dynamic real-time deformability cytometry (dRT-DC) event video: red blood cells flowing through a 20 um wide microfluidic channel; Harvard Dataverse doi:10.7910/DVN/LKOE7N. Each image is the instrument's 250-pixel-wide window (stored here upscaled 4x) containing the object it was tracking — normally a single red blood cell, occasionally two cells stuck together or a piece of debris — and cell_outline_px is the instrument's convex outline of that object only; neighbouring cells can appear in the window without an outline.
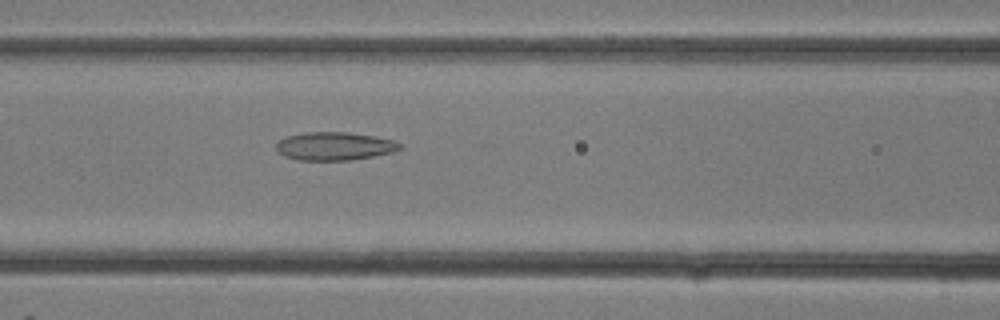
{"species": "common noctule bat (a hibernating species)", "species_latin": "Nyctalus noctula", "temperature_condition": "room temperature", "stored_images_in_passage": 12, "camera_frame_rate_fps": 3000, "um_per_image_px": 0.085, "animal": {"sex": "female"}, "frame": {"image": 1, "passage_image": 12, "time_ms": 3.667, "image_size_px": [1000, 320], "cell_outline_px": [[404, 148], [392, 152], [352, 160], [300, 160], [284, 156], [276, 152], [276, 144], [280, 140], [288, 136], [304, 132], [348, 132], [396, 140]], "centroid_in_image_um": [28.43, 12.42], "position_along_channel_um": 138.2, "area_um2": 20.35}}